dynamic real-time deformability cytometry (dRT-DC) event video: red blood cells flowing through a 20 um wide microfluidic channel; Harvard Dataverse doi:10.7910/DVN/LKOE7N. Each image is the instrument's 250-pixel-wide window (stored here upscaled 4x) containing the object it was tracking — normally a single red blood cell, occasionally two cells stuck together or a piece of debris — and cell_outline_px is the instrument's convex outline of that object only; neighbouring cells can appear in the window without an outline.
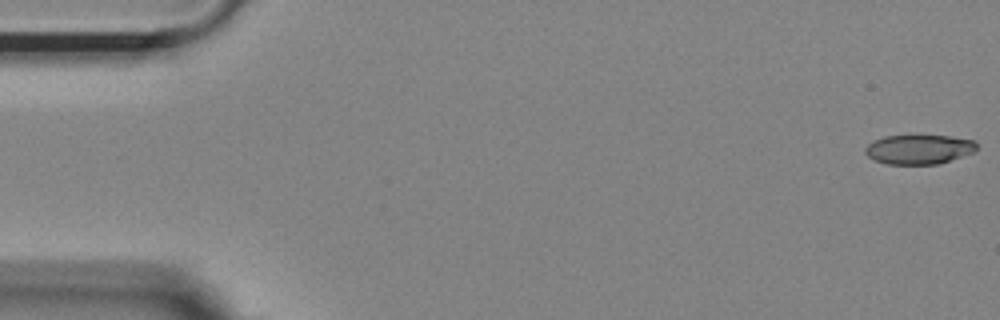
{"species": "Egyptian fruit bat (a non-hibernating species)", "species_latin": "Rousettus aegyptiacus", "temperature_condition": "room temperature", "stored_images_in_passage": 54, "camera_frame_rate_fps": 3000, "um_per_image_px": 0.085, "animal": {"sex": "female"}, "frame": {"image": 1, "passage_image": 1, "time_ms": 0.0, "image_size_px": [1000, 320], "cell_outline_px": [[976, 152], [936, 164], [888, 164], [876, 160], [868, 156], [864, 152], [864, 148], [872, 140], [884, 136], [952, 136], [976, 140]], "centroid_in_image_um": [78.11, 12.68], "position_along_channel_um": 6.9, "area_um2": 19.13}}
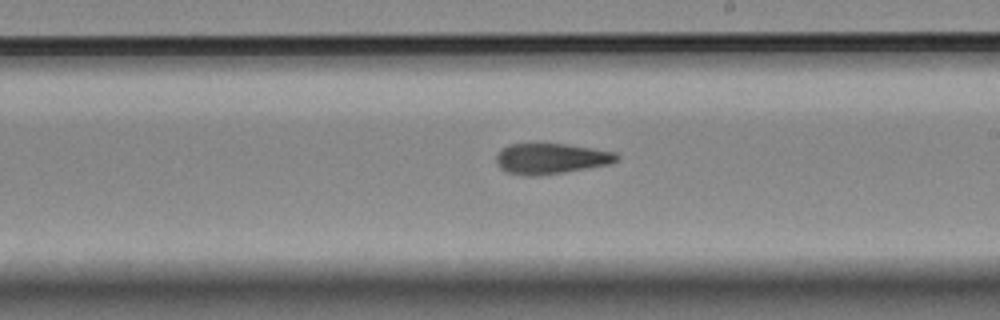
{"frame": {"image": 2, "passage_image": 31, "time_ms": 10.0, "image_size_px": [1000, 320], "cell_outline_px": [[620, 156], [616, 160], [608, 164], [564, 172], [536, 176], [524, 176], [504, 172], [496, 164], [496, 156], [500, 148], [508, 144], [568, 144], [616, 152]], "centroid_in_image_um": [46.77, 13.48], "position_along_channel_um": 242.2, "area_um2": 21.62}}
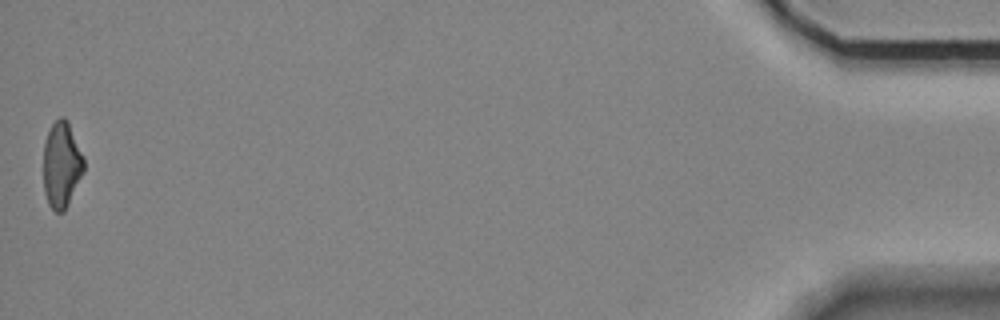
{"frame": {"image": 3, "passage_image": 54, "time_ms": 17.667, "image_size_px": [1000, 320], "cell_outline_px": [[84, 172], [64, 212], [56, 212], [48, 204], [44, 192], [44, 144], [48, 132], [52, 124], [60, 116], [64, 116], [68, 120], [84, 156]], "centroid_in_image_um": [5.25, 13.99], "position_along_channel_um": 430.0, "area_um2": 20.4}, "authors_computed_cell_mechanics": {"area_um2": 21.4438, "velocity_mm_per_s": 3.6806, "shape_relaxation_time_tau1_ms": 5.9068, "shape_relaxation_time_tau2_ms": 3.5878, "deformation_change_tau1": 0.1887, "deformation_change_tau2": 0.1311}}